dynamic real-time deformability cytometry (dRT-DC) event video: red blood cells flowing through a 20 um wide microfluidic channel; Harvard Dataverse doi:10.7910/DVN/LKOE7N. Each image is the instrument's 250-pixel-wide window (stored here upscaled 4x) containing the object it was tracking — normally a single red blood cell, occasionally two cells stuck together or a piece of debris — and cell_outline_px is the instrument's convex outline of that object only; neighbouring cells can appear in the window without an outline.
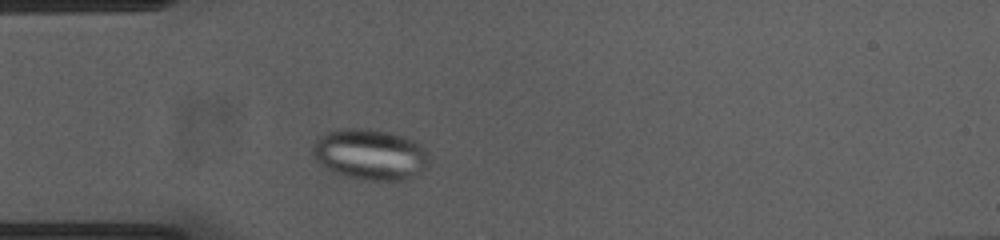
{"species": "common noctule bat (a hibernating species)", "species_latin": "Nyctalus noctula", "temperature_condition": "cold", "stored_images_in_passage": 37, "camera_frame_rate_fps": 3000, "um_per_image_px": 0.085, "animal": {"sex": "female", "body_mass_g": 23.0, "forearm_length_mm": 53.4}, "frame": {"image": 1, "passage_image": 6, "time_ms": 1.667, "image_size_px": [1000, 240], "cell_outline_px": [[428, 156], [424, 168], [420, 172], [408, 180], [360, 180], [344, 176], [332, 172], [316, 160], [312, 152], [312, 144], [320, 136], [328, 132], [340, 128], [364, 128], [388, 132], [404, 136], [420, 144], [424, 148]], "centroid_in_image_um": [31.42, 13.13], "position_along_channel_um": 53.6, "area_um2": 34.51}}
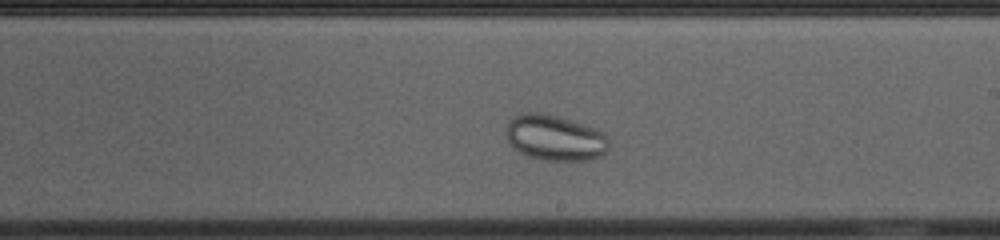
{"frame": {"image": 2, "passage_image": 22, "time_ms": 7.0, "image_size_px": [1000, 240], "cell_outline_px": [[608, 152], [600, 156], [588, 160], [544, 160], [528, 156], [512, 148], [508, 144], [504, 132], [508, 120], [520, 112], [544, 112], [592, 128], [608, 136]], "centroid_in_image_um": [47.09, 11.71], "position_along_channel_um": 241.9, "area_um2": 27.51}}
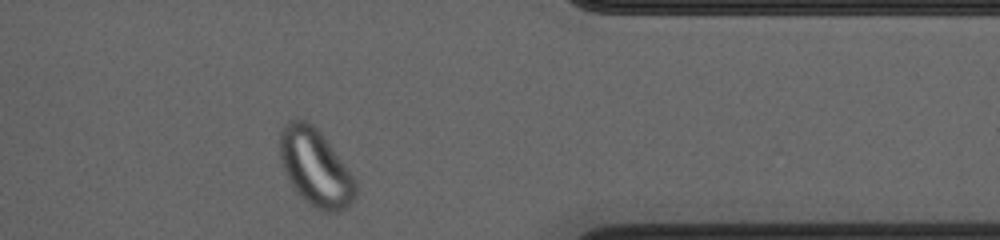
{"frame": {"image": 3, "passage_image": 35, "time_ms": 11.333, "image_size_px": [1000, 240], "cell_outline_px": [[356, 196], [340, 212], [324, 212], [308, 204], [296, 192], [288, 180], [284, 172], [280, 160], [280, 132], [284, 124], [288, 120], [308, 120], [320, 132], [356, 180]], "centroid_in_image_um": [26.78, 14.26], "position_along_channel_um": 384.6, "area_um2": 33.87}}